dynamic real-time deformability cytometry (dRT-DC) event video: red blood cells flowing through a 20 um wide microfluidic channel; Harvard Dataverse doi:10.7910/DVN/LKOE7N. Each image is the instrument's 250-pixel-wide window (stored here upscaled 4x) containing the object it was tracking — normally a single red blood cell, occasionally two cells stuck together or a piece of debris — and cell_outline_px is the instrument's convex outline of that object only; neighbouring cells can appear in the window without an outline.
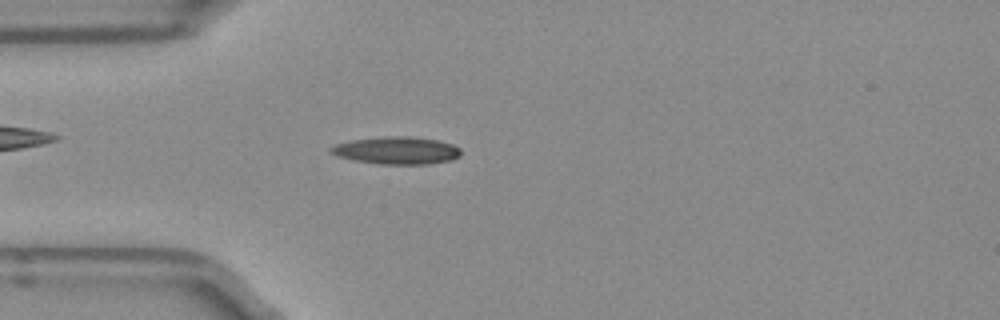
{"species": "Egyptian fruit bat (a non-hibernating species)", "species_latin": "Rousettus aegyptiacus", "temperature_condition": "room temperature", "stored_images_in_passage": 50, "camera_frame_rate_fps": 3000, "um_per_image_px": 0.085, "frame": {"image": 1, "passage_image": 13, "time_ms": 4.0, "image_size_px": [1000, 320], "cell_outline_px": [[460, 156], [452, 160], [432, 164], [376, 164], [352, 160], [336, 156], [328, 152], [328, 148], [336, 144], [352, 140], [388, 136], [408, 136], [436, 140], [452, 144], [460, 148]], "centroid_in_image_um": [33.69, 12.8], "position_along_channel_um": 51.3, "area_um2": 20.98}}
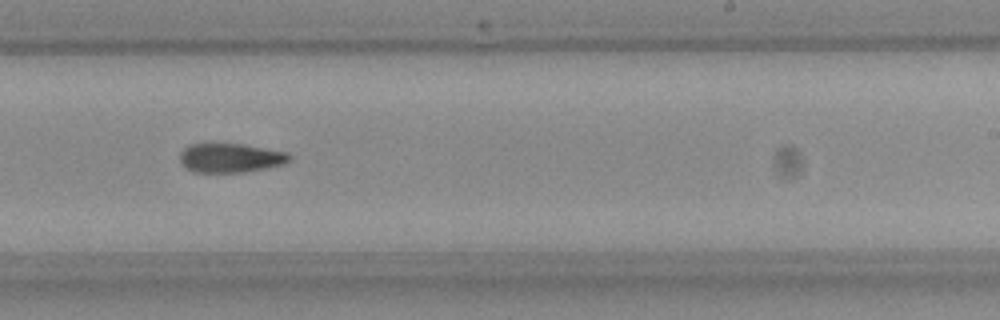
{"frame": {"image": 2, "passage_image": 30, "time_ms": 9.667, "image_size_px": [1000, 320], "cell_outline_px": [[292, 160], [284, 164], [244, 172], [192, 172], [180, 164], [180, 152], [188, 144], [244, 144], [288, 152], [292, 156]], "centroid_in_image_um": [19.59, 13.42], "position_along_channel_um": 269.4, "area_um2": 18.79}}
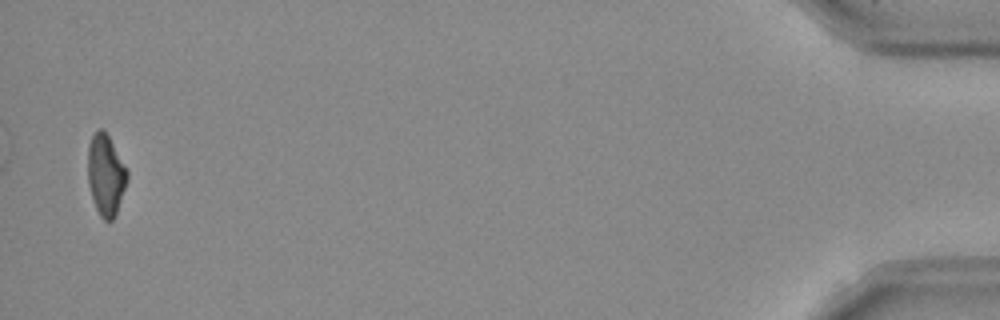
{"frame": {"image": 3, "passage_image": 49, "time_ms": 16.0, "image_size_px": [1000, 320], "cell_outline_px": [[128, 180], [116, 212], [112, 220], [104, 220], [100, 216], [96, 208], [88, 184], [88, 144], [92, 132], [96, 128], [100, 128], [108, 136], [128, 172]], "centroid_in_image_um": [8.97, 14.84], "position_along_channel_um": 426.2, "area_um2": 18.38}, "authors_computed_cell_mechanics": {"area_um2": 18.9295, "velocity_mm_per_s": 3.9713, "shape_relaxation_time_tau1_ms": null, "shape_relaxation_time_tau2_ms": 5.1288, "deformation_change_tau1": null, "deformation_change_tau2": 0.148}}